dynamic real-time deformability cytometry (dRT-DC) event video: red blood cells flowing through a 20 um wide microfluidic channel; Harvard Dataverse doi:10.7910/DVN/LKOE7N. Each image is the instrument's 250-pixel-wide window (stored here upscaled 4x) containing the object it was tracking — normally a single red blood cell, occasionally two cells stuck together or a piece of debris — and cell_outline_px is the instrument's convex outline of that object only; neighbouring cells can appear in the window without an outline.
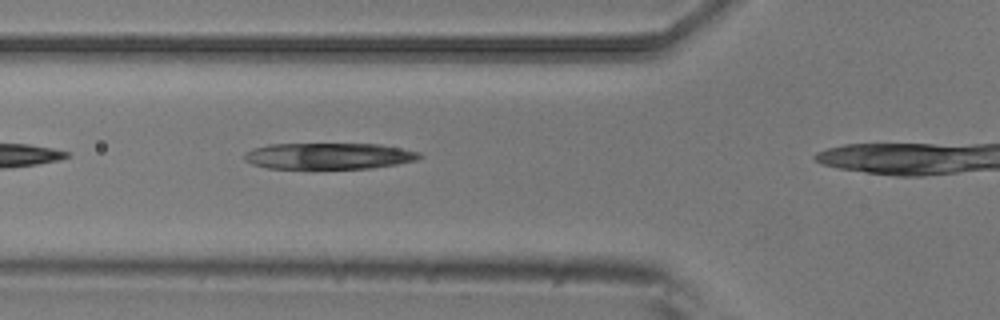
{"species": "common noctule bat (a hibernating species)", "species_latin": "Nyctalus noctula", "temperature_condition": "room temperature", "stored_images_in_passage": 4, "camera_frame_rate_fps": 3000, "um_per_image_px": 0.085, "animal": {"sex": "male", "body_mass_g": 20.5, "forearm_length_mm": 52.5}, "frame": {"image": 1, "passage_image": 3, "time_ms": 0.667, "image_size_px": [1000, 320], "cell_outline_px": [[424, 156], [416, 160], [396, 164], [372, 168], [268, 168], [252, 164], [244, 160], [244, 152], [252, 148], [268, 144], [380, 144], [420, 152]], "centroid_in_image_um": [27.93, 13.25], "position_along_channel_um": 97.9, "area_um2": 26.82}}